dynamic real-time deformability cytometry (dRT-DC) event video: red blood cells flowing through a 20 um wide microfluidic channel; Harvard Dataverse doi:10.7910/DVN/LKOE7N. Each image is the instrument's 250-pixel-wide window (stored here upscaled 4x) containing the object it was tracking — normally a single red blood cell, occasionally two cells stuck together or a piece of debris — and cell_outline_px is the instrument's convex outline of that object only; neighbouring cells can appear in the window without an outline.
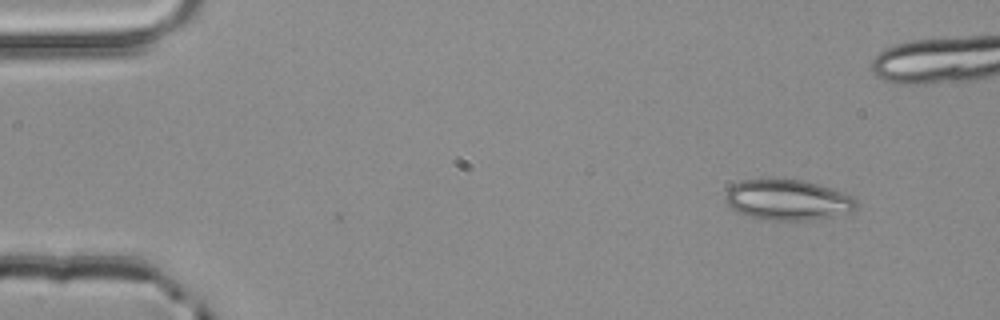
{"species": "common noctule bat (a hibernating species)", "species_latin": "Nyctalus noctula", "temperature_condition": "room temperature", "stored_images_in_passage": 2, "camera_frame_rate_fps": 3000, "um_per_image_px": 0.085, "animal": {"sex": "male", "body_mass_g": 20.4}, "frame": {"image": 1, "passage_image": 2, "time_ms": 0.333, "image_size_px": [1000, 320], "cell_outline_px": [[860, 204], [852, 212], [816, 220], [764, 220], [748, 216], [736, 212], [724, 200], [724, 192], [732, 184], [740, 180], [804, 180], [832, 188], [852, 196]], "centroid_in_image_um": [66.96, 17.01], "position_along_channel_um": 18.0, "area_um2": 31.33}}